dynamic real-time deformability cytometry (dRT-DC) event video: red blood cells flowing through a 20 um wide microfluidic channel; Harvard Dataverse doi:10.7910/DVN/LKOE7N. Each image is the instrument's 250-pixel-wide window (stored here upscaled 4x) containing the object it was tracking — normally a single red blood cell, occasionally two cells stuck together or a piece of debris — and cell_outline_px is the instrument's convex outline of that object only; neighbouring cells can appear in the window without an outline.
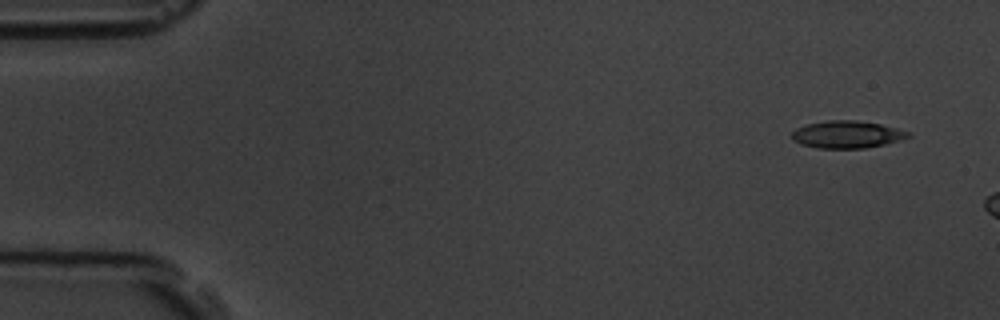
{"species": "common noctule bat (a hibernating species)", "species_latin": "Nyctalus noctula", "temperature_condition": "room temperature", "stored_images_in_passage": 3, "camera_frame_rate_fps": 3000, "um_per_image_px": 0.085, "animal": {"sex": "male", "body_mass_g": 19.5, "forearm_length_mm": 54.6}, "frame": {"image": 1, "passage_image": 1, "time_ms": 0.0, "image_size_px": [1000, 320], "cell_outline_px": [[912, 136], [884, 144], [864, 148], [820, 148], [800, 144], [792, 140], [792, 132], [796, 128], [804, 124], [828, 120], [856, 120], [880, 124], [896, 128], [908, 132]], "centroid_in_image_um": [71.94, 11.42], "position_along_channel_um": 13.1, "area_um2": 18.44}}